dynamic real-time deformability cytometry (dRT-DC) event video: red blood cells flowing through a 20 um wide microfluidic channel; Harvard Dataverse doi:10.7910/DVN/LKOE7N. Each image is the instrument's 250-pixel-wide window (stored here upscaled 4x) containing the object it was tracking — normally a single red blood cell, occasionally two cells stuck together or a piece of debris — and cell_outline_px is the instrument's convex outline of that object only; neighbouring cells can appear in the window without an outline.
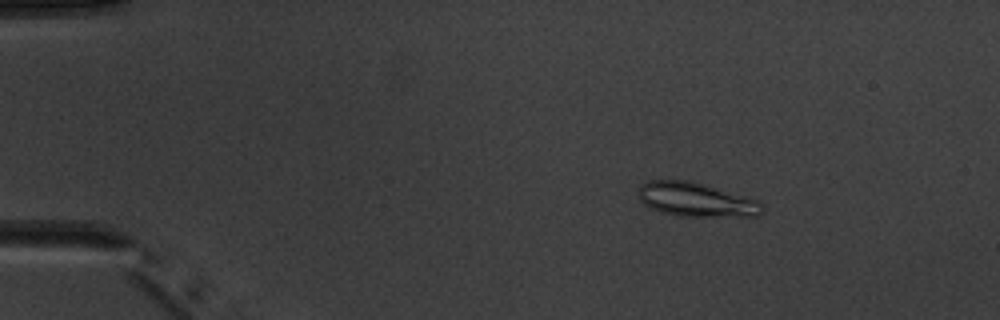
{"species": "common noctule bat (a hibernating species)", "species_latin": "Nyctalus noctula", "temperature_condition": "warm", "stored_images_in_passage": 7, "camera_frame_rate_fps": 3000, "um_per_image_px": 0.085, "animal": {"sex": "male", "body_mass_g": 20.1, "forearm_length_mm": 53.5}, "frame": {"image": 1, "passage_image": 3, "time_ms": 2.667, "image_size_px": [1000, 320], "cell_outline_px": [[764, 212], [760, 216], [676, 216], [660, 212], [648, 208], [640, 200], [640, 184], [648, 180], [692, 180], [760, 200], [764, 204]], "centroid_in_image_um": [59.22, 16.97], "position_along_channel_um": 25.8, "area_um2": 25.09}}
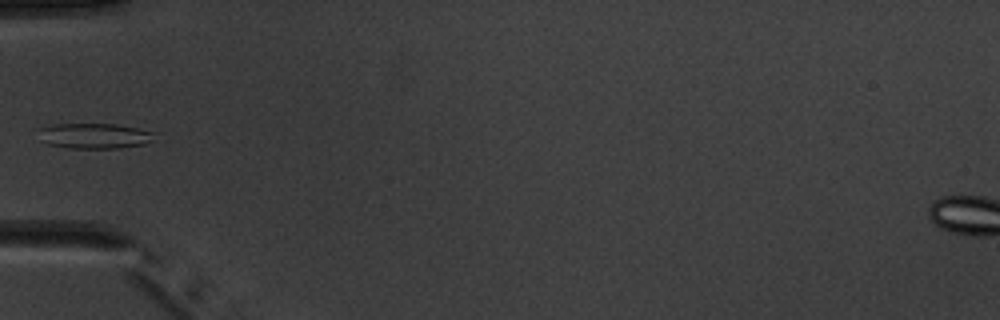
{"frame": {"image": 2, "passage_image": 6, "time_ms": 6.0, "image_size_px": [1000, 320], "cell_outline_px": [[156, 132], [152, 140], [144, 144], [120, 148], [68, 148], [48, 144], [40, 140], [36, 128], [52, 124], [116, 124]], "centroid_in_image_um": [7.96, 11.54], "position_along_channel_um": 77.0, "area_um2": 17.34}}
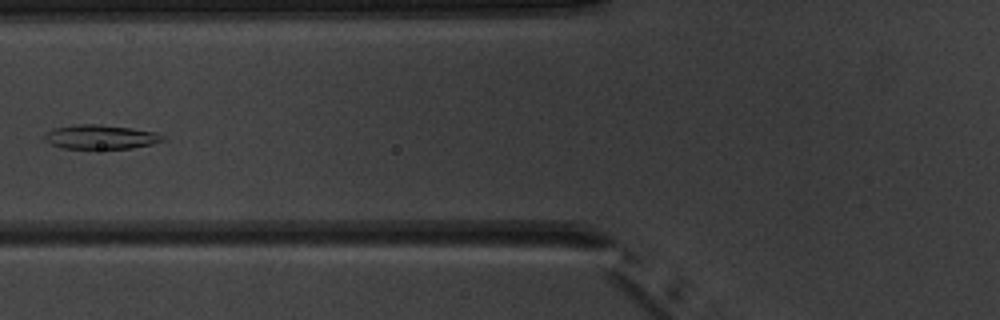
{"frame": {"image": 3, "passage_image": 7, "time_ms": 7.0, "image_size_px": [1000, 320], "cell_outline_px": [[164, 140], [152, 144], [132, 148], [64, 148], [52, 144], [44, 140], [44, 132], [56, 128], [76, 124], [100, 124], [156, 132], [164, 136]], "centroid_in_image_um": [8.54, 11.63], "position_along_channel_um": 117.3, "area_um2": 16.47}}